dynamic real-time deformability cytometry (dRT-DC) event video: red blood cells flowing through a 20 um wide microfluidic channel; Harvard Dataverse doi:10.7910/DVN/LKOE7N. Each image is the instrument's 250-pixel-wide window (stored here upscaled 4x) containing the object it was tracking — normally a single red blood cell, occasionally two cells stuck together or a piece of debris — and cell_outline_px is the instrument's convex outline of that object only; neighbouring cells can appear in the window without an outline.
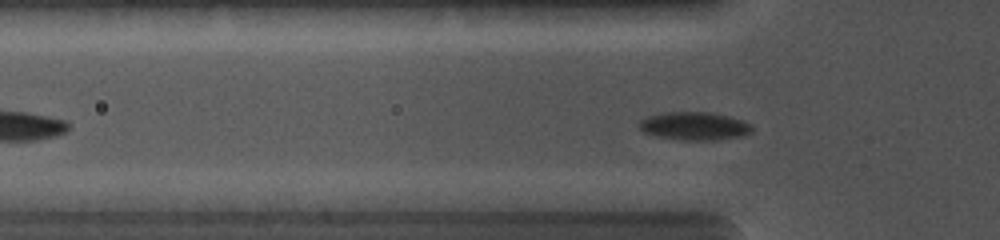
{"species": "common noctule bat (a hibernating species)", "species_latin": "Nyctalus noctula", "temperature_condition": "cold", "stored_images_in_passage": 28, "camera_frame_rate_fps": 5000, "um_per_image_px": 0.085, "animal": {"sex": "female", "body_mass_g": 19.0, "forearm_length_mm": 56.7}, "frame": {"image": 1, "passage_image": 4, "time_ms": 1.0, "image_size_px": [1000, 240], "cell_outline_px": [[752, 132], [744, 136], [716, 140], [680, 140], [656, 136], [644, 132], [640, 128], [640, 120], [648, 116], [664, 112], [712, 112], [728, 116], [752, 124]], "centroid_in_image_um": [59.05, 10.72], "position_along_channel_um": 66.8, "area_um2": 18.55}}
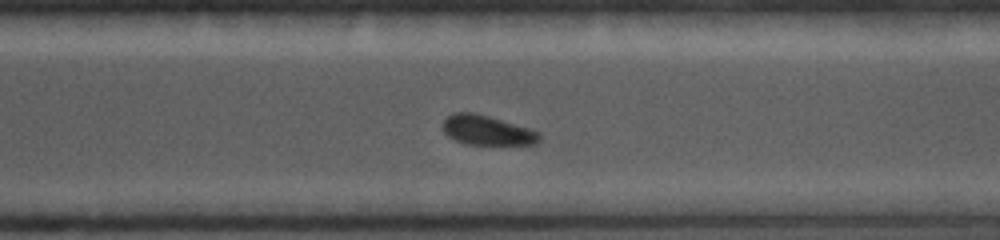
{"frame": {"image": 2, "passage_image": 21, "time_ms": 6.8, "image_size_px": [1000, 240], "cell_outline_px": [[540, 140], [536, 144], [464, 144], [448, 136], [444, 132], [444, 120], [452, 112], [472, 112], [488, 116], [528, 128], [540, 132]], "centroid_in_image_um": [41.39, 11.07], "position_along_channel_um": 329.2, "area_um2": 16.47}}
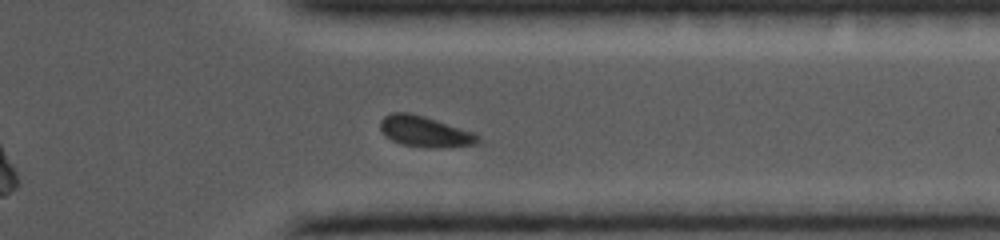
{"frame": {"image": 3, "passage_image": 24, "time_ms": 7.8, "image_size_px": [1000, 240], "cell_outline_px": [[484, 144], [436, 148], [404, 144], [392, 140], [380, 128], [380, 120], [384, 116], [392, 112], [408, 112], [424, 116], [476, 132], [480, 136]], "centroid_in_image_um": [36.23, 11.18], "position_along_channel_um": 375.2, "area_um2": 17.69}}